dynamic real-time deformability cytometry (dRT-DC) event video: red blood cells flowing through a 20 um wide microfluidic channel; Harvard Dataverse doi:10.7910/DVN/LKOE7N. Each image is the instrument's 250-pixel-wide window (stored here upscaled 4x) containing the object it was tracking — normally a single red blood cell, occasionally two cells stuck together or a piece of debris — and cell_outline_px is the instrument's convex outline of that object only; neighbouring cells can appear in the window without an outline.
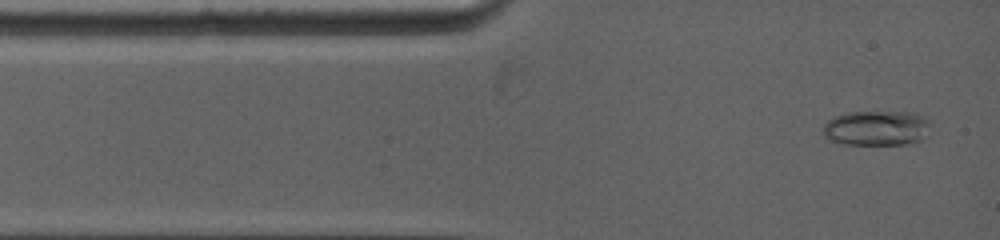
{"species": "common noctule bat (a hibernating species)", "species_latin": "Nyctalus noctula", "temperature_condition": "warm", "stored_images_in_passage": 63, "camera_frame_rate_fps": 5000, "um_per_image_px": 0.085, "animal": {"sex": "female", "body_mass_g": 19.0, "forearm_length_mm": 53.3}, "frame": {"image": 1, "passage_image": 2, "time_ms": 0.2, "image_size_px": [1000, 240], "cell_outline_px": [[928, 124], [920, 140], [904, 144], [848, 144], [832, 140], [824, 136], [824, 124], [832, 116], [844, 112], [916, 112], [924, 116], [928, 120]], "centroid_in_image_um": [74.45, 10.86], "position_along_channel_um": 10.5, "area_um2": 21.62}}
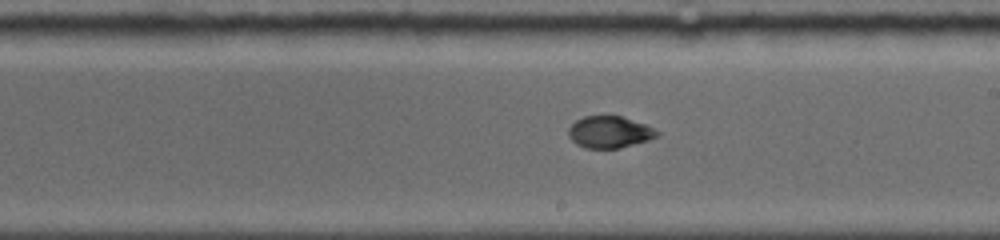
{"frame": {"image": 2, "passage_image": 29, "time_ms": 6.8, "image_size_px": [1000, 240], "cell_outline_px": [[660, 132], [656, 136], [644, 140], [616, 148], [584, 148], [572, 140], [568, 132], [568, 128], [576, 120], [584, 116], [620, 116], [644, 124]], "centroid_in_image_um": [51.74, 11.21], "position_along_channel_um": 237.3, "area_um2": 15.84}}
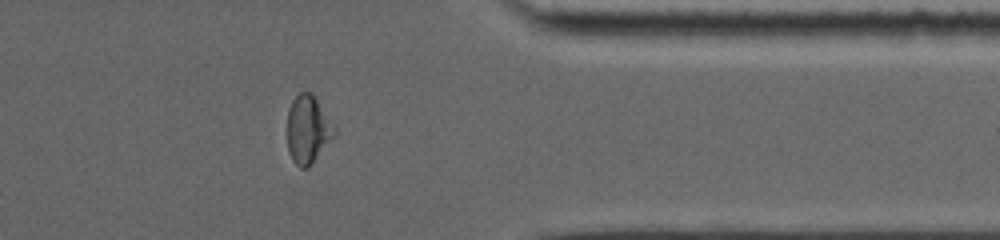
{"frame": {"image": 3, "passage_image": 51, "time_ms": 10.8, "image_size_px": [1000, 240], "cell_outline_px": [[324, 140], [308, 168], [300, 168], [292, 160], [288, 148], [288, 108], [292, 100], [300, 92], [312, 92], [316, 100], [324, 128]], "centroid_in_image_um": [25.88, 10.99], "position_along_channel_um": 385.5, "area_um2": 15.55}}